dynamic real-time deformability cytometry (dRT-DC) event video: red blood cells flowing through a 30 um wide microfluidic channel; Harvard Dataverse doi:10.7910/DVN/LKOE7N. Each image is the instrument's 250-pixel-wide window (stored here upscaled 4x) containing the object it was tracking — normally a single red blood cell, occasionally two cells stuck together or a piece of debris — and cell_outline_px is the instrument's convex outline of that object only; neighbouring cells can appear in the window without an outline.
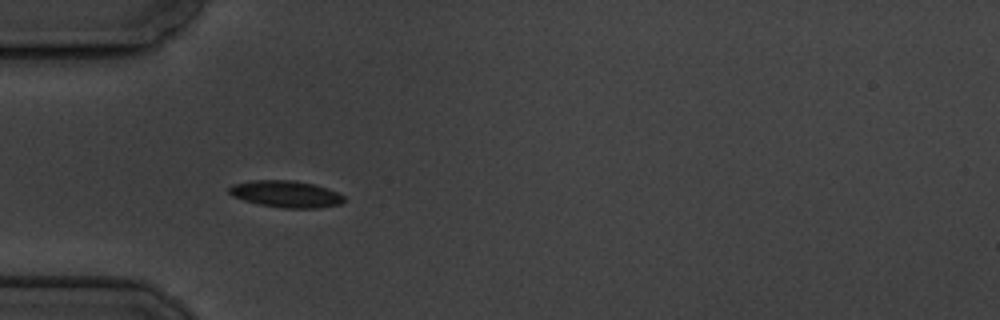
{"species": "common noctule bat (a hibernating species)", "species_latin": "Nyctalus noctula", "temperature_condition": "cold", "stored_images_in_passage": 7, "camera_frame_rate_fps": 3000, "um_per_image_px": 0.085, "animal": {"sex": "male", "body_mass_g": 19.5, "forearm_length_mm": 54.6}, "frame": {"image": 1, "passage_image": 5, "time_ms": 4.667, "image_size_px": [1000, 320], "cell_outline_px": [[344, 200], [340, 204], [316, 208], [284, 208], [260, 204], [244, 200], [232, 196], [228, 192], [228, 188], [232, 184], [252, 180], [296, 180], [312, 184], [336, 192], [344, 196]], "centroid_in_image_um": [24.26, 16.48], "position_along_channel_um": 60.7, "area_um2": 17.74}}
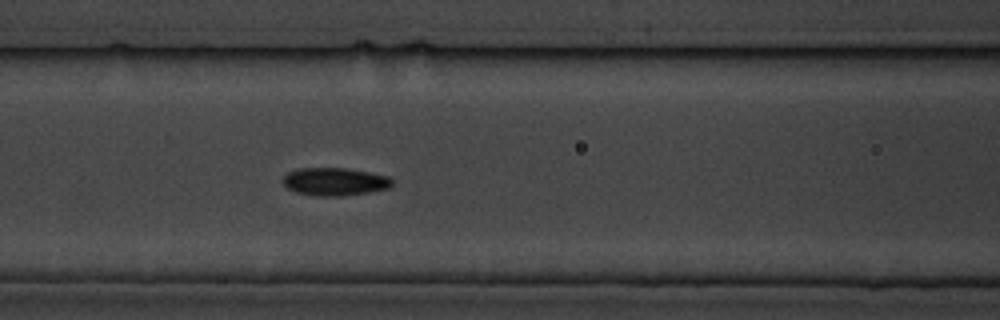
{"frame": {"image": 2, "passage_image": 7, "time_ms": 7.0, "image_size_px": [1000, 320], "cell_outline_px": [[392, 184], [388, 188], [368, 192], [344, 196], [316, 196], [296, 192], [288, 188], [284, 184], [284, 176], [288, 172], [296, 168], [348, 168], [388, 176], [392, 180]], "centroid_in_image_um": [28.44, 15.43], "position_along_channel_um": 138.2, "area_um2": 17.69}}